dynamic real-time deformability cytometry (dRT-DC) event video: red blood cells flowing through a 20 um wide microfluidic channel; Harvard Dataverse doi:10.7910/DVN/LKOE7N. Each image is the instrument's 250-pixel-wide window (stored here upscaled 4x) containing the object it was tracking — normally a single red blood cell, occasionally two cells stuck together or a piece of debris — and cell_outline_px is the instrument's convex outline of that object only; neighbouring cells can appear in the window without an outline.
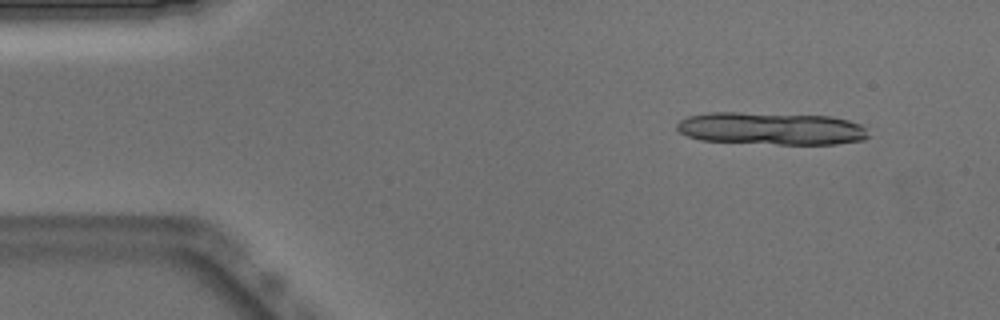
{"species": "Egyptian fruit bat (a non-hibernating species)", "species_latin": "Rousettus aegyptiacus", "temperature_condition": "warm", "stored_images_in_passage": 11, "camera_frame_rate_fps": 3000, "um_per_image_px": 0.085, "animal": {"sex": "male"}, "frame": {"image": 1, "passage_image": 4, "time_ms": 1.0, "image_size_px": [1000, 320], "cell_outline_px": [[868, 136], [864, 140], [836, 144], [776, 144], [700, 140], [688, 136], [680, 132], [676, 128], [676, 124], [680, 120], [688, 116], [708, 112], [740, 112], [832, 116], [848, 120], [860, 124], [864, 128]], "centroid_in_image_um": [65.53, 10.92], "position_along_channel_um": 19.5, "area_um2": 36.41}}